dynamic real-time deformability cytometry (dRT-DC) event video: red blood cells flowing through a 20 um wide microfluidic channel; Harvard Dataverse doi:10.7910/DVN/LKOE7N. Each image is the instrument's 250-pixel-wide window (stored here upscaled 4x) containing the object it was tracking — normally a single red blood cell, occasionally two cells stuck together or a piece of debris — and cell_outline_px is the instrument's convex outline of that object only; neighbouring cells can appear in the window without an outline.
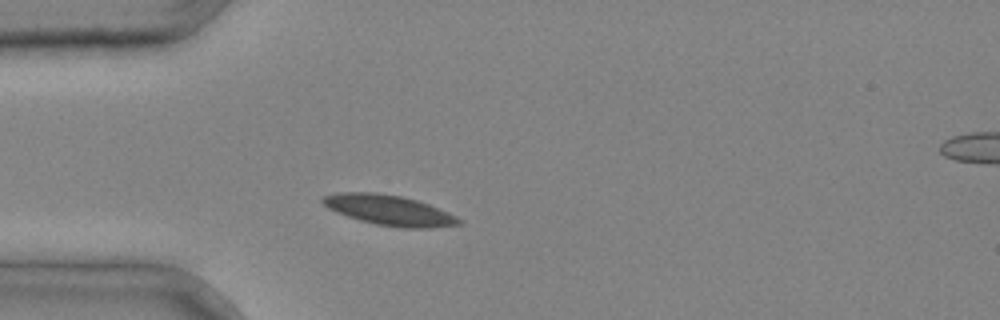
{"species": "common noctule bat (a hibernating species)", "species_latin": "Nyctalus noctula", "temperature_condition": "cold", "stored_images_in_passage": 2, "segment_of_instrument_passage": [1, 2], "camera_frame_rate_fps": 3000, "um_per_image_px": 0.085, "animal": {"sex": "male", "body_mass_g": 20.4}, "frame": {"image": 1, "passage_image": 1, "time_ms": 0.0, "image_size_px": [1000, 320], "cell_outline_px": [[464, 224], [432, 228], [404, 228], [376, 224], [360, 220], [336, 212], [328, 208], [320, 200], [324, 196], [336, 192], [376, 192], [400, 196], [416, 200], [428, 204], [448, 212], [464, 220]], "centroid_in_image_um": [33.11, 17.87], "position_along_channel_um": 51.9, "area_um2": 24.04}}